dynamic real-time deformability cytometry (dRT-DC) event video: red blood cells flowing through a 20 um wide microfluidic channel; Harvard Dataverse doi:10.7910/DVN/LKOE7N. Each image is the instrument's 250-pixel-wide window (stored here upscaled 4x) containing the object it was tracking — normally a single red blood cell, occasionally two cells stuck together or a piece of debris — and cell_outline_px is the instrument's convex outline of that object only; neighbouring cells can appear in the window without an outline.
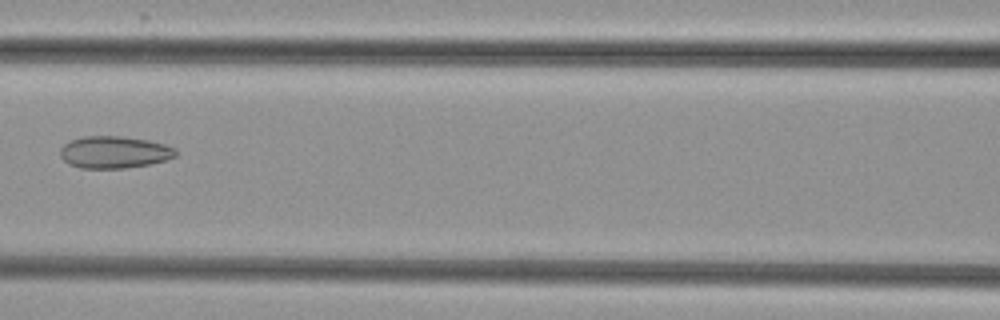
{"species": "common noctule bat (a hibernating species)", "species_latin": "Nyctalus noctula", "temperature_condition": "cold", "stored_images_in_passage": 7, "camera_frame_rate_fps": 3000, "um_per_image_px": 0.085, "animal": {"sex": "female", "body_mass_g": 29.2, "forearm_length_mm": 56.3}, "frame": {"image": 1, "passage_image": 7, "time_ms": 8.333, "image_size_px": [1000, 320], "cell_outline_px": [[176, 156], [164, 160], [148, 164], [124, 168], [80, 168], [68, 164], [60, 156], [60, 148], [64, 144], [72, 140], [84, 136], [120, 136], [148, 140], [164, 144], [176, 148]], "centroid_in_image_um": [9.69, 12.93], "position_along_channel_um": 156.9, "area_um2": 21.5}}